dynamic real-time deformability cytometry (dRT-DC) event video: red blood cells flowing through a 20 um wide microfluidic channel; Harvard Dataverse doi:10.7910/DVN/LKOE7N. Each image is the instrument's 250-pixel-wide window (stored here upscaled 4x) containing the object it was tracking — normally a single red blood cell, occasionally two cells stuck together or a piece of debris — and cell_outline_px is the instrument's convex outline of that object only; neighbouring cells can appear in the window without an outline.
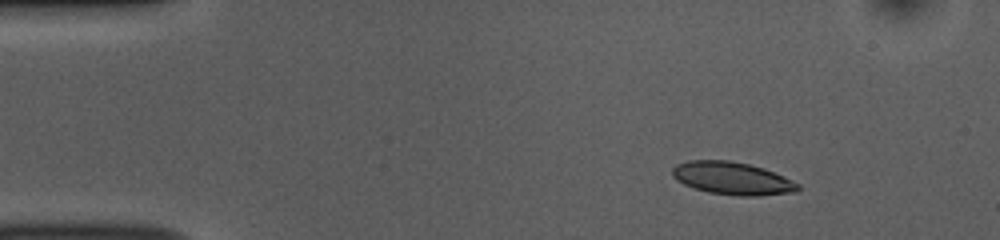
{"species": "common noctule bat (a hibernating species)", "species_latin": "Nyctalus noctula", "temperature_condition": "room temperature", "stored_images_in_passage": 52, "camera_frame_rate_fps": 3000, "um_per_image_px": 0.085, "animal": {"sex": "female", "body_mass_g": 10.0, "forearm_length_mm": 53.1}, "frame": {"image": 1, "passage_image": 6, "time_ms": 1.667, "image_size_px": [1000, 240], "cell_outline_px": [[800, 188], [796, 192], [756, 196], [736, 196], [708, 192], [692, 188], [676, 180], [672, 176], [672, 168], [676, 164], [688, 160], [728, 160], [748, 164], [764, 168], [800, 184]], "centroid_in_image_um": [62.21, 15.16], "position_along_channel_um": 22.8, "area_um2": 24.04}}
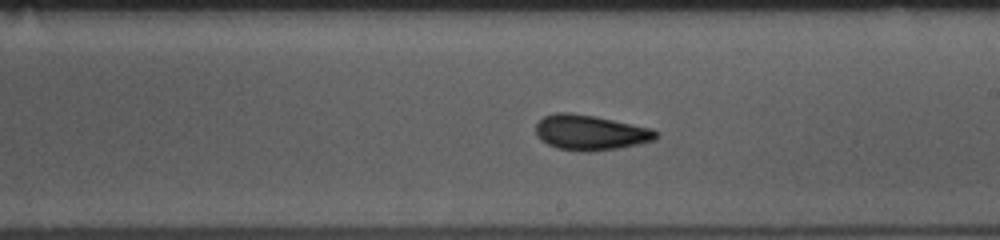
{"frame": {"image": 2, "passage_image": 29, "time_ms": 9.333, "image_size_px": [1000, 240], "cell_outline_px": [[660, 136], [656, 140], [616, 148], [588, 152], [584, 152], [556, 148], [540, 140], [536, 136], [536, 124], [544, 116], [556, 112], [572, 112], [596, 116], [652, 128], [660, 132]], "centroid_in_image_um": [50.19, 11.26], "position_along_channel_um": 238.8, "area_um2": 24.91}}
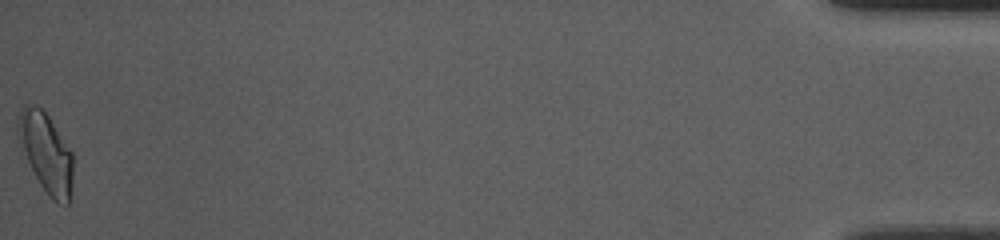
{"frame": {"image": 3, "passage_image": 52, "time_ms": 17.0, "image_size_px": [1000, 240], "cell_outline_px": [[72, 184], [68, 204], [64, 208], [52, 200], [48, 196], [40, 184], [28, 160], [16, 128], [20, 108], [24, 104], [32, 104], [40, 108], [48, 116], [72, 152]], "centroid_in_image_um": [3.94, 13.0], "position_along_channel_um": 431.3, "area_um2": 25.03}, "authors_computed_cell_mechanics": {"area_um2": 23.8714, "velocity_mm_per_s": 3.765, "shape_relaxation_time_tau1_ms": 4.8053, "shape_relaxation_time_tau2_ms": 2.1185, "deformation_change_tau1": 0.1508, "deformation_change_tau2": 0.0926}}